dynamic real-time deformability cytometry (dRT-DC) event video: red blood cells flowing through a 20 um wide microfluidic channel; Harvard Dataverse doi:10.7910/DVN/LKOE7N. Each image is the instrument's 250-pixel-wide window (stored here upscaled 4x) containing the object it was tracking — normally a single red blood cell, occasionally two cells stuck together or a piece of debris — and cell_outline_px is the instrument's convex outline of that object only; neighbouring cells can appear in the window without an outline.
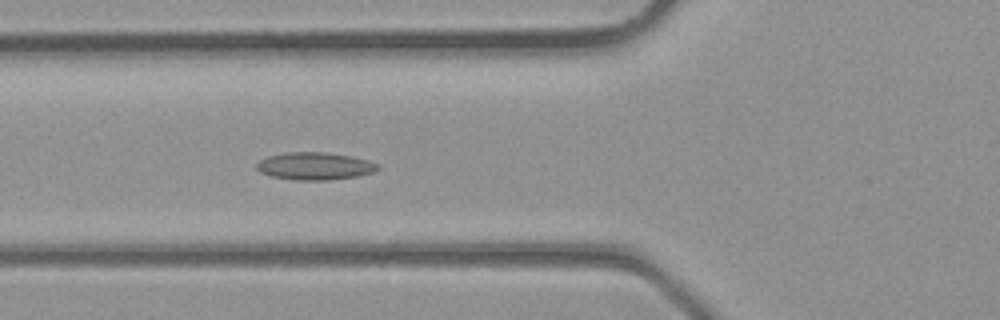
{"species": "common noctule bat (a hibernating species)", "species_latin": "Nyctalus noctula", "temperature_condition": "room temperature", "stored_images_in_passage": 31, "camera_frame_rate_fps": 3000, "um_per_image_px": 0.085, "animal": {"sex": "male", "body_mass_g": 23.1, "forearm_length_mm": 52.7}, "frame": {"image": 1, "passage_image": 9, "time_ms": 2.667, "image_size_px": [1000, 320], "cell_outline_px": [[380, 168], [372, 172], [356, 176], [332, 180], [296, 180], [272, 176], [260, 172], [256, 168], [256, 164], [260, 160], [268, 156], [284, 152], [328, 152], [352, 156], [368, 160], [380, 164]], "centroid_in_image_um": [26.77, 14.11], "position_along_channel_um": 99.0, "area_um2": 19.54}}
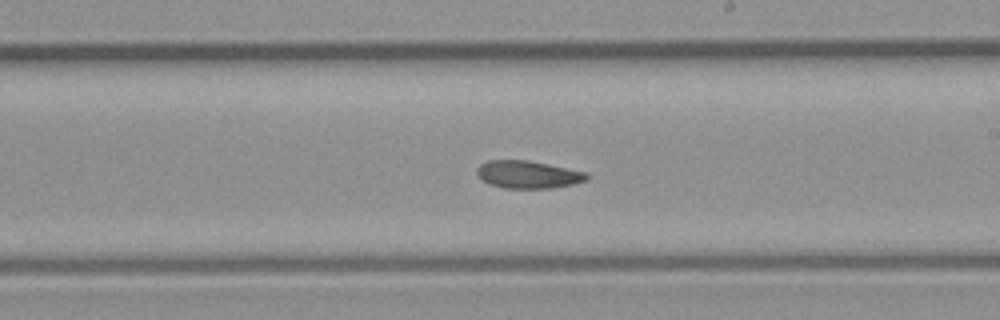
{"frame": {"image": 2, "passage_image": 17, "time_ms": 5.333, "image_size_px": [1000, 320], "cell_outline_px": [[588, 180], [572, 184], [552, 188], [504, 188], [488, 184], [476, 176], [476, 168], [480, 164], [488, 160], [528, 160], [588, 172]], "centroid_in_image_um": [44.85, 14.83], "position_along_channel_um": 244.2, "area_um2": 17.86}}
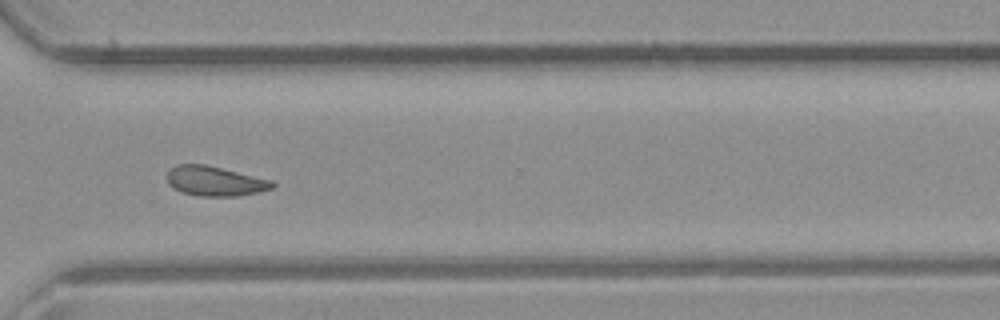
{"frame": {"image": 3, "passage_image": 23, "time_ms": 7.333, "image_size_px": [1000, 320], "cell_outline_px": [[276, 184], [272, 188], [260, 192], [236, 196], [200, 196], [184, 192], [168, 184], [168, 172], [176, 164], [204, 164], [272, 180]], "centroid_in_image_um": [18.3, 15.39], "position_along_channel_um": 352.3, "area_um2": 17.98}}